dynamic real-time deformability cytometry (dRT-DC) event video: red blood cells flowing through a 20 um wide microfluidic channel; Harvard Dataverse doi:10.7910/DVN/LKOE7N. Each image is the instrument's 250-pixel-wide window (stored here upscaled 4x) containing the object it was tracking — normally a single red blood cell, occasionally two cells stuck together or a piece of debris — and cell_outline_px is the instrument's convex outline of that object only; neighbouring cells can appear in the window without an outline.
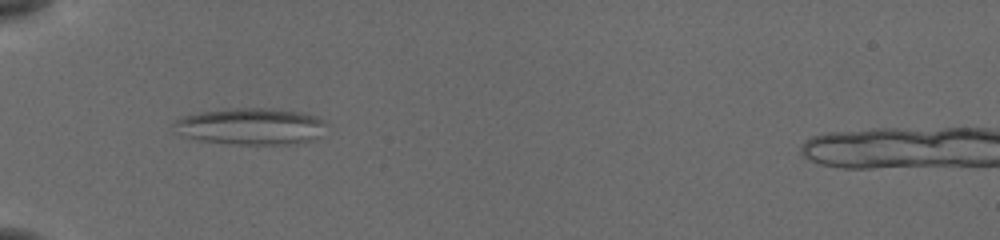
{"species": "common noctule bat (a hibernating species)", "species_latin": "Nyctalus noctula", "temperature_condition": "cold", "stored_images_in_passage": 40, "camera_frame_rate_fps": 3000, "um_per_image_px": 0.085, "animal": {"sex": "female", "body_mass_g": 19.5, "forearm_length_mm": 54.1}, "frame": {"image": 1, "passage_image": 8, "time_ms": 2.333, "image_size_px": [1000, 240], "cell_outline_px": [[328, 124], [320, 136], [312, 140], [296, 144], [236, 144], [196, 140], [180, 136], [172, 124], [176, 120], [184, 116], [200, 112], [228, 108], [272, 108], [300, 112], [316, 116], [324, 120]], "centroid_in_image_um": [21.33, 10.74], "position_along_channel_um": 63.7, "area_um2": 32.95}}
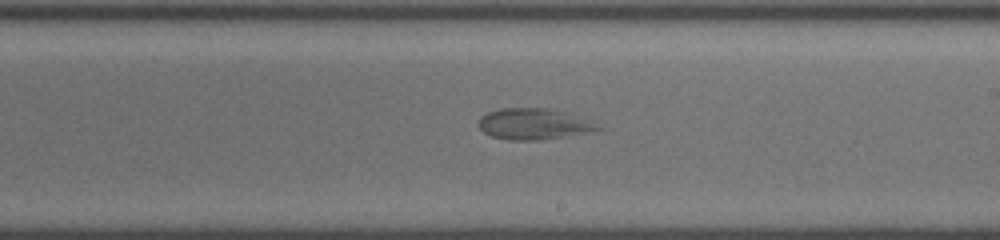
{"frame": {"image": 2, "passage_image": 23, "time_ms": 7.333, "image_size_px": [1000, 240], "cell_outline_px": [[604, 128], [544, 140], [508, 140], [492, 136], [484, 132], [476, 124], [480, 116], [488, 112], [500, 108], [548, 108], [568, 112]], "centroid_in_image_um": [45.28, 10.53], "position_along_channel_um": 243.7, "area_um2": 21.44}}
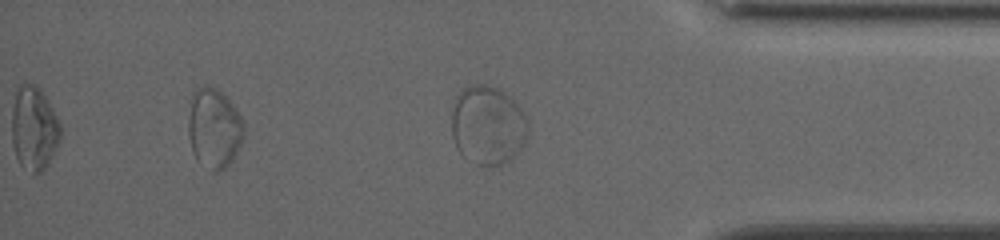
{"frame": {"image": 3, "passage_image": 36, "time_ms": 11.667, "image_size_px": [1000, 240], "cell_outline_px": [[244, 136], [232, 160], [224, 168], [216, 172], [212, 172], [196, 160], [192, 152], [188, 136], [188, 116], [192, 92], [196, 88], [216, 88], [232, 104], [240, 116], [244, 124]], "centroid_in_image_um": [18.16, 10.94], "position_along_channel_um": 417.0, "area_um2": 25.72}}